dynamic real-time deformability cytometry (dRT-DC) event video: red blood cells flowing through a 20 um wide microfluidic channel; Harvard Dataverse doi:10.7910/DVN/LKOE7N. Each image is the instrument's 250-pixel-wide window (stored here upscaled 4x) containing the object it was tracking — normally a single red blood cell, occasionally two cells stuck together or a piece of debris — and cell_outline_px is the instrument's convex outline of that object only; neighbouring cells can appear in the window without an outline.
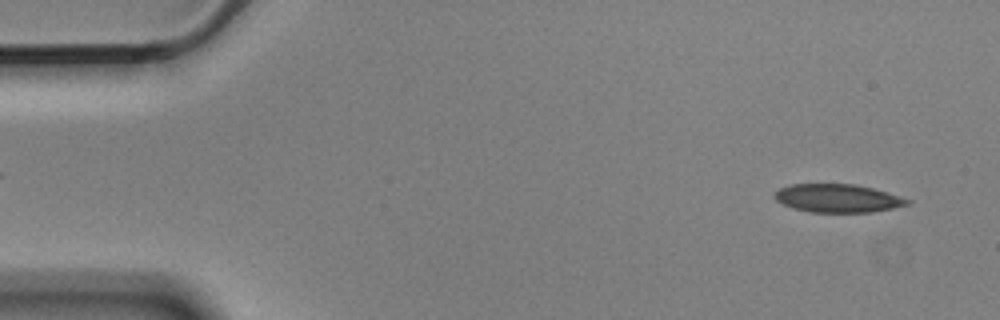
{"species": "Egyptian fruit bat (a non-hibernating species)", "species_latin": "Rousettus aegyptiacus", "temperature_condition": "cold", "stored_images_in_passage": 4, "camera_frame_rate_fps": 3000, "um_per_image_px": 0.085, "animal": {"sex": "male"}, "frame": {"image": 1, "passage_image": 1, "time_ms": 0.0, "image_size_px": [1000, 320], "cell_outline_px": [[912, 200], [908, 204], [892, 208], [872, 212], [812, 212], [796, 208], [784, 204], [776, 200], [772, 196], [780, 188], [792, 184], [856, 184], [888, 192]], "centroid_in_image_um": [71.23, 16.84], "position_along_channel_um": 13.8, "area_um2": 21.68}}
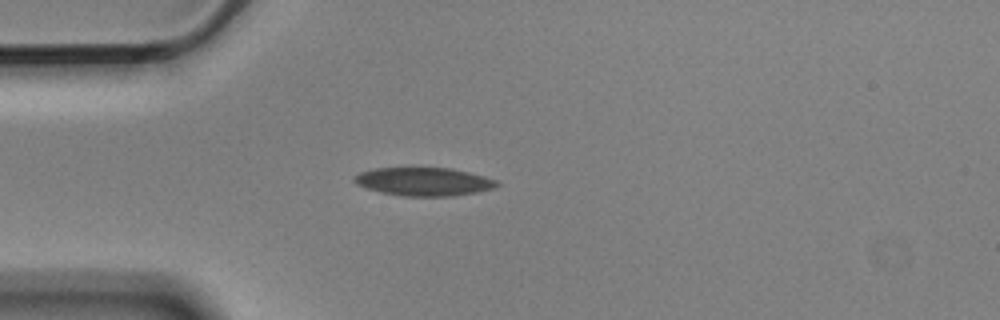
{"frame": {"image": 2, "passage_image": 4, "time_ms": 1.0, "image_size_px": [1000, 320], "cell_outline_px": [[500, 184], [496, 188], [476, 192], [452, 196], [400, 196], [380, 192], [356, 184], [352, 180], [352, 176], [360, 172], [372, 168], [452, 168], [484, 176], [496, 180]], "centroid_in_image_um": [36.0, 15.44], "position_along_channel_um": 49.0, "area_um2": 23.64}}